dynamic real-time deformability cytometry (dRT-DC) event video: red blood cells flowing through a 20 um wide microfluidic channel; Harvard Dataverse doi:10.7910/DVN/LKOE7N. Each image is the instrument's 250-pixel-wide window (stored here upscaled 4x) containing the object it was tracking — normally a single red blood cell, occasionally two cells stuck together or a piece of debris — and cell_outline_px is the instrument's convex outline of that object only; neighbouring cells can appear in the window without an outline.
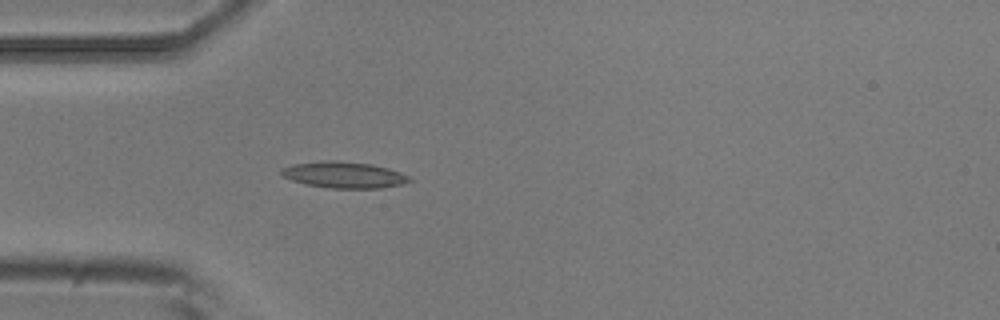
{"species": "common noctule bat (a hibernating species)", "species_latin": "Nyctalus noctula", "temperature_condition": "room temperature", "stored_images_in_passage": 3, "camera_frame_rate_fps": 3000, "um_per_image_px": 0.085, "animal": {"sex": "male", "body_mass_g": 20.5, "forearm_length_mm": 52.5}, "frame": {"image": 1, "passage_image": 3, "time_ms": 0.667, "image_size_px": [1000, 320], "cell_outline_px": [[412, 180], [404, 184], [380, 188], [332, 188], [308, 184], [292, 180], [280, 176], [280, 168], [292, 164], [320, 160], [336, 160], [372, 164], [388, 168], [400, 172], [408, 176]], "centroid_in_image_um": [29.2, 14.85], "position_along_channel_um": 55.8, "area_um2": 19.77}}